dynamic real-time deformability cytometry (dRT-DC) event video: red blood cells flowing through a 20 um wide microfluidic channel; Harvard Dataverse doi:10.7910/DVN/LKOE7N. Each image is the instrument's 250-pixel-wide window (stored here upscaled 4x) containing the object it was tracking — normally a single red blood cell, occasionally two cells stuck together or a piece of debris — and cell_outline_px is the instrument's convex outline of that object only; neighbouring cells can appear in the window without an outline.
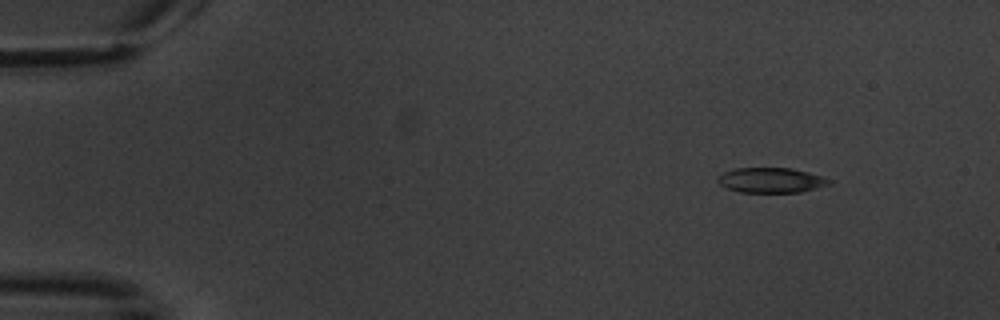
{"species": "common noctule bat (a hibernating species)", "species_latin": "Nyctalus noctula", "temperature_condition": "warm", "stored_images_in_passage": 10, "camera_frame_rate_fps": 3000, "um_per_image_px": 0.085, "animal": {"sex": "male", "body_mass_g": 20.1, "forearm_length_mm": 53.5}, "frame": {"image": 1, "passage_image": 1, "time_ms": 0.0, "image_size_px": [1000, 320], "cell_outline_px": [[832, 184], [800, 192], [740, 192], [728, 188], [720, 184], [716, 180], [716, 176], [724, 172], [736, 168], [792, 168], [808, 172], [832, 180]], "centroid_in_image_um": [65.53, 15.31], "position_along_channel_um": 19.5, "area_um2": 16.24}}
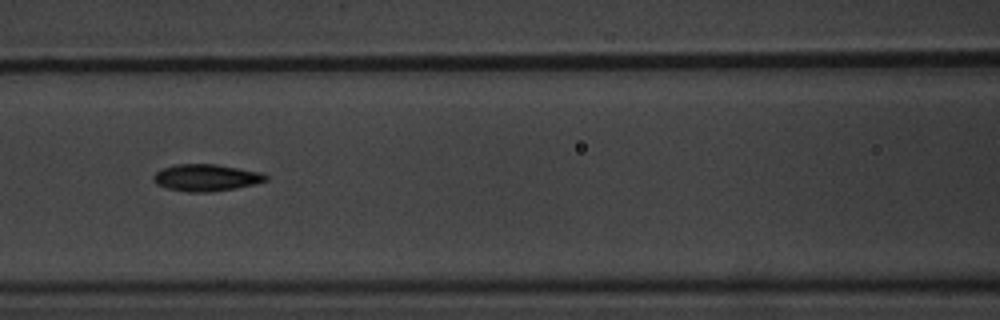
{"frame": {"image": 2, "passage_image": 6, "time_ms": 6.667, "image_size_px": [1000, 320], "cell_outline_px": [[268, 180], [256, 184], [236, 188], [208, 192], [188, 192], [168, 188], [156, 184], [152, 180], [152, 176], [160, 168], [176, 164], [216, 164], [260, 172], [268, 176]], "centroid_in_image_um": [17.5, 15.1], "position_along_channel_um": 149.1, "area_um2": 17.69}}
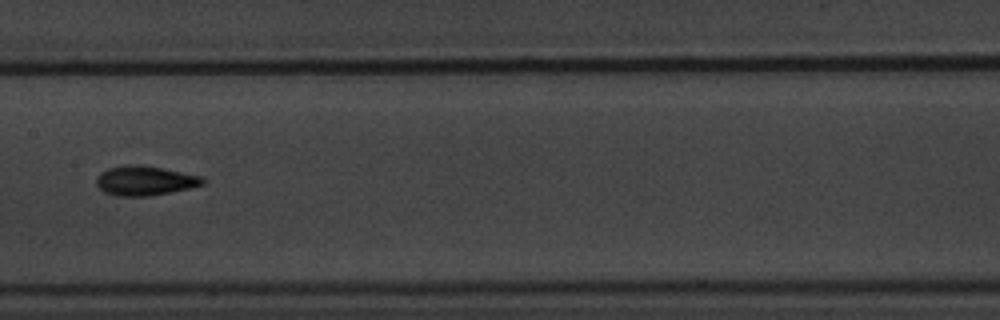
{"frame": {"image": 3, "passage_image": 7, "time_ms": 8.0, "image_size_px": [1000, 320], "cell_outline_px": [[204, 184], [188, 188], [148, 196], [116, 196], [104, 192], [96, 184], [96, 176], [100, 172], [108, 168], [124, 164], [136, 164], [160, 168], [204, 176]], "centroid_in_image_um": [12.27, 15.35], "position_along_channel_um": 195.1, "area_um2": 18.26}}